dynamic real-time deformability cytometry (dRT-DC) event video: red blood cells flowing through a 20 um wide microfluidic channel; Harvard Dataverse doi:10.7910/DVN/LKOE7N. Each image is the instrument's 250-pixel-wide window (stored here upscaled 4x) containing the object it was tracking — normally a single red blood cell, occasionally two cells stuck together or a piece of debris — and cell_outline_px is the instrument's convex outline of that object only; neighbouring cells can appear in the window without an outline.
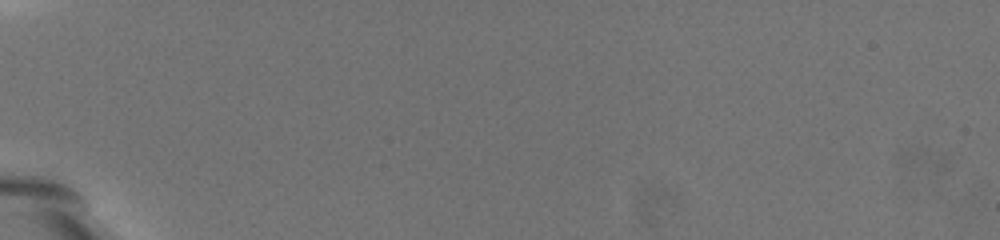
{"species": "common noctule bat (a hibernating species)", "species_latin": "Nyctalus noctula", "temperature_condition": "warm", "stored_images_in_passage": 3, "camera_frame_rate_fps": 3000, "um_per_image_px": 0.085, "animal": {"sex": "female", "body_mass_g": 19.5, "forearm_length_mm": 54.1}, "frame": {"image": 1, "passage_image": 1, "time_ms": 0.0, "image_size_px": [1000, 240], "cell_outline_px": [[264, 216], [256, 220], [208, 176], [188, 152], [180, 124], [196, 124], [212, 132], [264, 176]], "centroid_in_image_um": [19.25, 14.34], "position_along_channel_um": 65.7, "area_um2": 25.95}}